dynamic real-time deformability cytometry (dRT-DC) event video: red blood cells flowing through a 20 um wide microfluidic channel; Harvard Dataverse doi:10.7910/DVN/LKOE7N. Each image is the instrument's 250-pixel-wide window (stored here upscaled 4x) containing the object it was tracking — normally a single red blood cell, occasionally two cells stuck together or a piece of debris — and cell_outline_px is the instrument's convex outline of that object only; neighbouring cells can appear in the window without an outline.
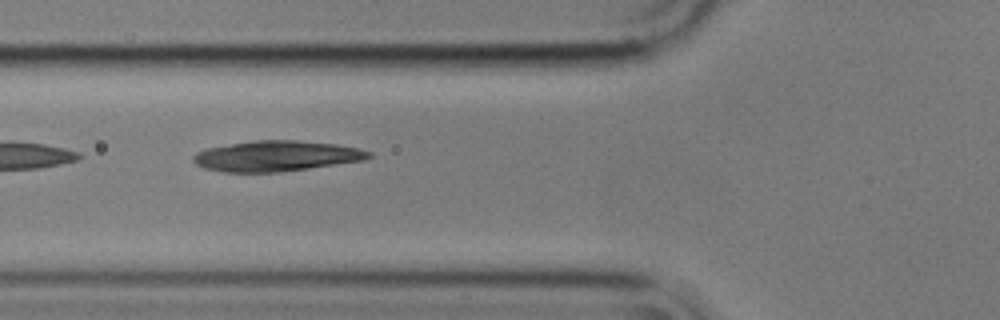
{"species": "common noctule bat (a hibernating species)", "species_latin": "Nyctalus noctula", "temperature_condition": "cold", "stored_images_in_passage": 8, "camera_frame_rate_fps": 3000, "um_per_image_px": 0.085, "animal": {"sex": "male", "body_mass_g": 17.9}, "frame": {"image": 1, "passage_image": 6, "time_ms": 1.667, "image_size_px": [1000, 320], "cell_outline_px": [[372, 156], [364, 160], [280, 172], [224, 172], [204, 168], [196, 164], [192, 160], [192, 156], [196, 152], [208, 148], [252, 140], [296, 140], [336, 144], [356, 148], [372, 152]], "centroid_in_image_um": [23.46, 13.26], "position_along_channel_um": 102.3, "area_um2": 31.1}}